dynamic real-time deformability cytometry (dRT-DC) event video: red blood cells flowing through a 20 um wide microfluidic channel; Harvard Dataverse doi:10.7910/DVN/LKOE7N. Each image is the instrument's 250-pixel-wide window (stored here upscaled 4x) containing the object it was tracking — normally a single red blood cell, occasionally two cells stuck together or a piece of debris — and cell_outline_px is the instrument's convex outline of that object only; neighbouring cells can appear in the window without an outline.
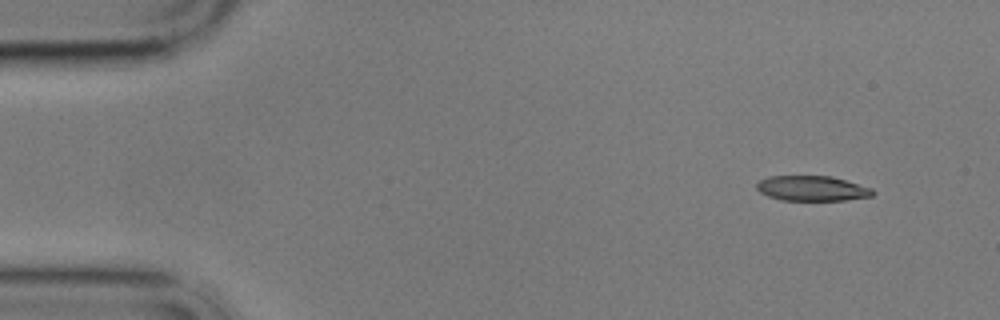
{"species": "common noctule bat (a hibernating species)", "species_latin": "Nyctalus noctula", "temperature_condition": "cold", "stored_images_in_passage": 5, "camera_frame_rate_fps": 3000, "um_per_image_px": 0.085, "animal": {"sex": "male", "body_mass_g": 17.9}, "frame": {"image": 1, "passage_image": 1, "time_ms": 0.0, "image_size_px": [1000, 320], "cell_outline_px": [[876, 192], [872, 196], [844, 200], [780, 200], [768, 196], [760, 192], [756, 188], [756, 184], [760, 180], [768, 176], [832, 176], [872, 188]], "centroid_in_image_um": [69.02, 16.01], "position_along_channel_um": 16.0, "area_um2": 16.99}}
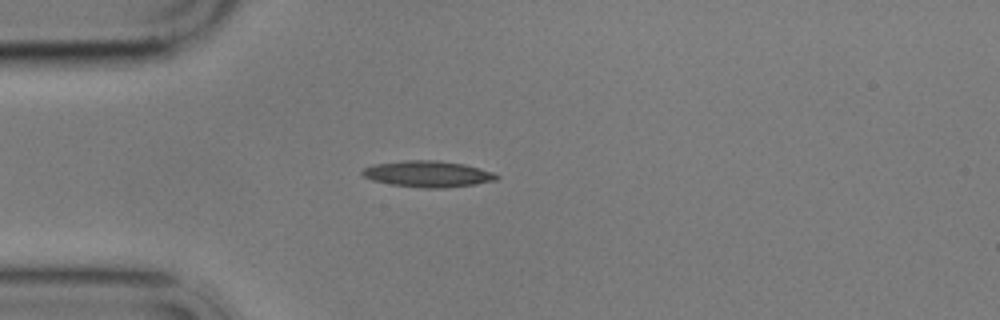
{"frame": {"image": 2, "passage_image": 4, "time_ms": 3.333, "image_size_px": [1000, 320], "cell_outline_px": [[500, 176], [496, 180], [476, 184], [444, 188], [424, 188], [392, 184], [372, 180], [364, 176], [360, 172], [364, 168], [376, 164], [404, 160], [436, 160], [464, 164], [480, 168], [492, 172]], "centroid_in_image_um": [36.38, 14.78], "position_along_channel_um": 48.6, "area_um2": 20.4}}